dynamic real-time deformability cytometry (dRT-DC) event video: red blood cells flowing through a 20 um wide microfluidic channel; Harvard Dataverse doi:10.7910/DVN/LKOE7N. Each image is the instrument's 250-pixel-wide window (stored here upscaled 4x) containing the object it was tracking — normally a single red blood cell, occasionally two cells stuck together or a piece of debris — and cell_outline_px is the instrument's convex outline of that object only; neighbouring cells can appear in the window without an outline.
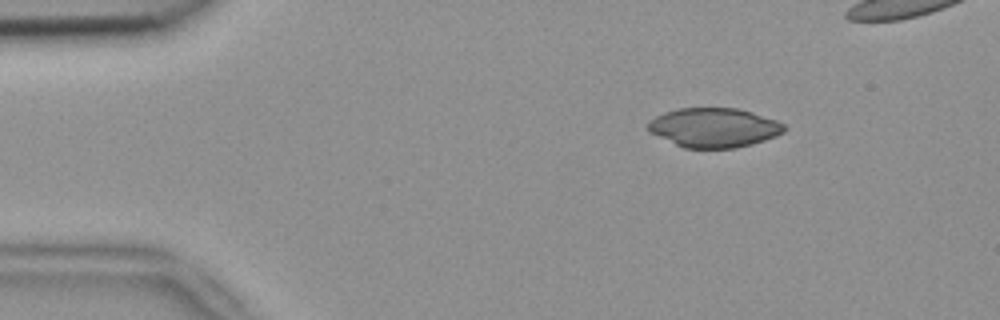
{"species": "common noctule bat (a hibernating species)", "species_latin": "Nyctalus noctula", "temperature_condition": "room temperature", "stored_images_in_passage": 4, "camera_frame_rate_fps": 3000, "um_per_image_px": 0.085, "animal": {"sex": "female", "body_mass_g": 18.4}, "frame": {"image": 1, "passage_image": 1, "time_ms": 0.0, "image_size_px": [1000, 320], "cell_outline_px": [[784, 132], [776, 136], [752, 144], [736, 148], [684, 148], [648, 132], [648, 120], [664, 112], [680, 108], [736, 108], [752, 112], [776, 120], [784, 124]], "centroid_in_image_um": [60.66, 10.85], "position_along_channel_um": 24.3, "area_um2": 31.21}}